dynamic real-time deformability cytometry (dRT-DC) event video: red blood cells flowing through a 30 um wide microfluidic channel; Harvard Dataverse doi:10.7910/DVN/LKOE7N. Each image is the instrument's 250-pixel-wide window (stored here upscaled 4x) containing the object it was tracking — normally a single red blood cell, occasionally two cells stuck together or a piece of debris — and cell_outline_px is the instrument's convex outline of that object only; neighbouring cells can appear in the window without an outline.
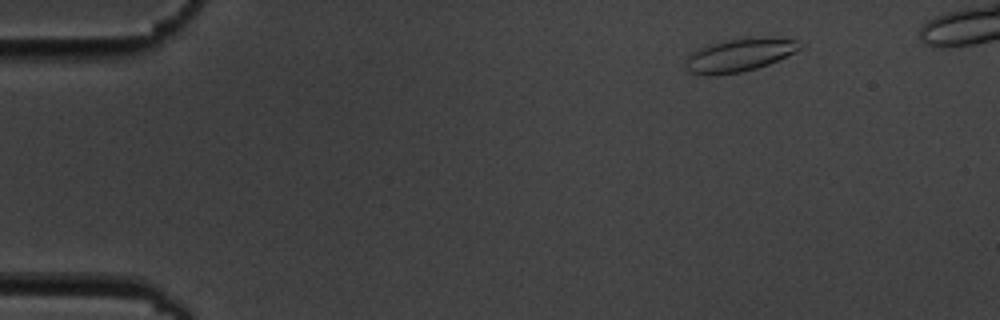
{"species": "common noctule bat (a hibernating species)", "species_latin": "Nyctalus noctula", "temperature_condition": "cold", "stored_images_in_passage": 5, "camera_frame_rate_fps": 3000, "um_per_image_px": 0.085, "animal": {"sex": "male", "body_mass_g": 19.5, "forearm_length_mm": 54.6}, "frame": {"image": 1, "passage_image": 2, "time_ms": 1.0, "image_size_px": [1000, 320], "cell_outline_px": [[804, 48], [768, 64], [756, 68], [740, 72], [704, 76], [688, 72], [684, 68], [688, 56], [692, 52], [700, 48], [724, 40], [764, 36], [768, 36], [796, 40], [804, 44]], "centroid_in_image_um": [62.88, 4.67], "position_along_channel_um": 22.1, "area_um2": 22.2}}